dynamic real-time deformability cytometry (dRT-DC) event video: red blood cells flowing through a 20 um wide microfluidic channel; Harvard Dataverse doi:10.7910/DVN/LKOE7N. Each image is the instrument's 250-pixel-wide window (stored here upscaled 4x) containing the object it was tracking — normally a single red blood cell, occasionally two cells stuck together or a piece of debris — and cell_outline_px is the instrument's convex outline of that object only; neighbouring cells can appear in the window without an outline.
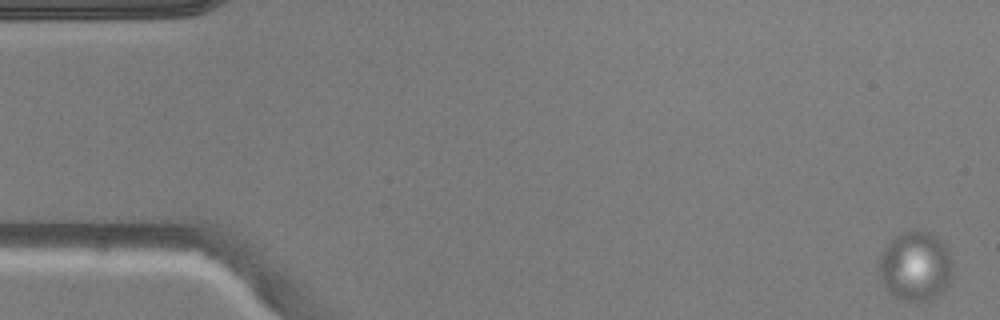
{"species": "common noctule bat (a hibernating species)", "species_latin": "Nyctalus noctula", "temperature_condition": "warm", "stored_images_in_passage": 6, "camera_frame_rate_fps": 3000, "um_per_image_px": 0.085, "animal": {"sex": "male", "body_mass_g": 20.5, "forearm_length_mm": 52.5}, "frame": {"image": 1, "passage_image": 1, "time_ms": 0.0, "image_size_px": [1000, 320], "cell_outline_px": [[952, 276], [948, 284], [940, 292], [928, 300], [904, 300], [892, 296], [884, 284], [880, 276], [880, 252], [884, 244], [900, 232], [928, 232], [936, 236], [944, 244], [952, 260]], "centroid_in_image_um": [77.79, 22.6], "position_along_channel_um": 7.2, "area_um2": 29.54}}